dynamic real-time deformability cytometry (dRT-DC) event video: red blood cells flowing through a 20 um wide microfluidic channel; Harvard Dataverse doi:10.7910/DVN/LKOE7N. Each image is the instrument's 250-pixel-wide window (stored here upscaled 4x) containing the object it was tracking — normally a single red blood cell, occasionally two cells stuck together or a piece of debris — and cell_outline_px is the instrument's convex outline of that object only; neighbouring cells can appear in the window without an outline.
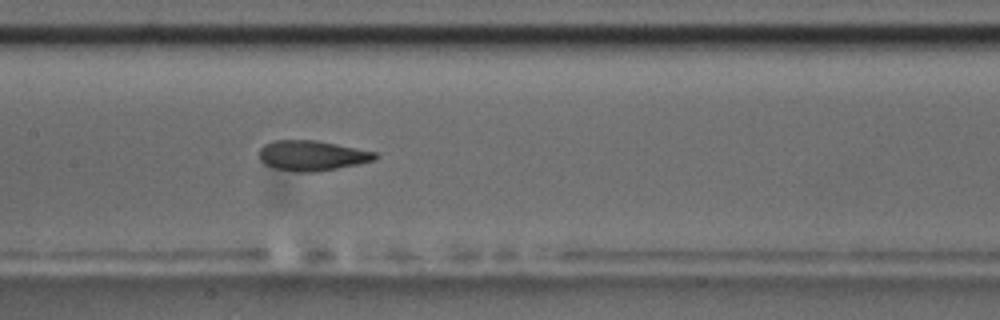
{"species": "common noctule bat (a hibernating species)", "species_latin": "Nyctalus noctula", "temperature_condition": "room temperature", "stored_images_in_passage": 8, "camera_frame_rate_fps": 3000, "um_per_image_px": 0.085, "animal": {"sex": "male", "body_mass_g": 17.5, "forearm_length_mm": 52.3}, "frame": {"image": 1, "passage_image": 8, "time_ms": 8.0, "image_size_px": [1000, 320], "cell_outline_px": [[380, 156], [372, 160], [356, 164], [316, 172], [296, 172], [272, 168], [264, 164], [260, 160], [260, 148], [264, 144], [272, 140], [316, 140], [376, 152]], "centroid_in_image_um": [26.47, 13.22], "position_along_channel_um": 180.9, "area_um2": 20.35}}